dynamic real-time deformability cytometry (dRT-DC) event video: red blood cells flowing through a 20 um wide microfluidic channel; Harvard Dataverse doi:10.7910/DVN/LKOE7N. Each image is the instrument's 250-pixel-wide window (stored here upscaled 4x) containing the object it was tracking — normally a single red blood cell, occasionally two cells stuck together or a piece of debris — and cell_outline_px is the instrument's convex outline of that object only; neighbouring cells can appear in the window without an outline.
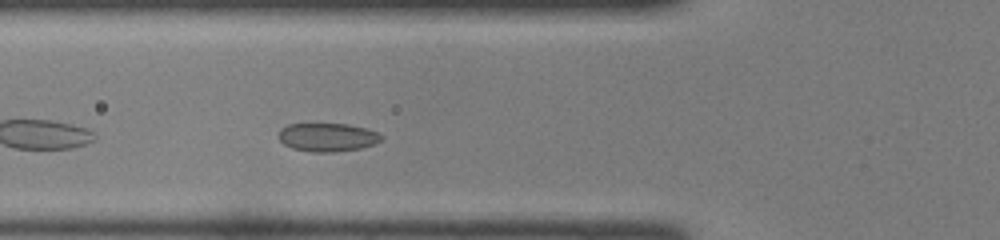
{"species": "common noctule bat (a hibernating species)", "species_latin": "Nyctalus noctula", "temperature_condition": "room temperature", "stored_images_in_passage": 27, "camera_frame_rate_fps": 3000, "um_per_image_px": 0.085, "animal": {"sex": "female", "body_mass_g": 22.0, "forearm_length_mm": 56.7}, "frame": {"image": 1, "passage_image": 5, "time_ms": 1.333, "image_size_px": [1000, 240], "cell_outline_px": [[384, 140], [360, 148], [332, 152], [312, 152], [292, 148], [284, 144], [276, 136], [280, 128], [288, 124], [348, 124], [368, 128], [384, 136]], "centroid_in_image_um": [27.82, 11.66], "position_along_channel_um": 98.0, "area_um2": 17.17}}
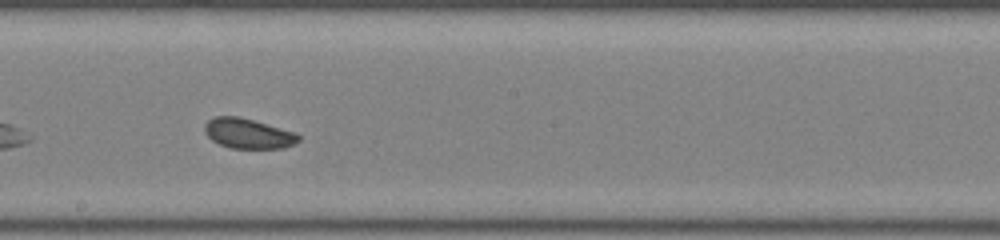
{"frame": {"image": 2, "passage_image": 14, "time_ms": 4.333, "image_size_px": [1000, 240], "cell_outline_px": [[300, 140], [284, 148], [232, 148], [220, 144], [212, 140], [204, 132], [204, 124], [208, 120], [216, 116], [240, 116], [296, 132], [300, 136]], "centroid_in_image_um": [21.09, 11.33], "position_along_channel_um": 227.1, "area_um2": 16.47}}
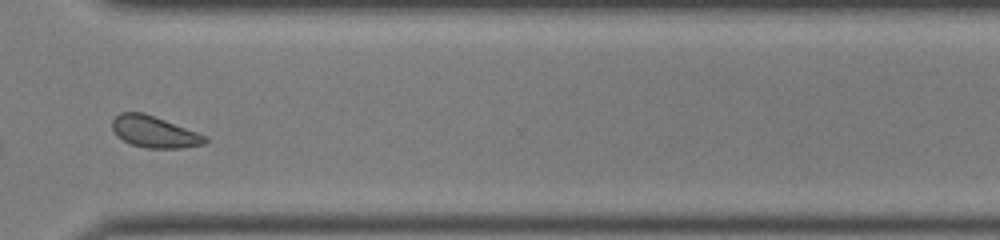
{"frame": {"image": 3, "passage_image": 23, "time_ms": 7.333, "image_size_px": [1000, 240], "cell_outline_px": [[208, 140], [204, 144], [184, 148], [144, 148], [132, 144], [116, 136], [112, 128], [112, 120], [120, 112], [144, 112], [208, 136]], "centroid_in_image_um": [13.12, 11.21], "position_along_channel_um": 357.5, "area_um2": 17.17}}